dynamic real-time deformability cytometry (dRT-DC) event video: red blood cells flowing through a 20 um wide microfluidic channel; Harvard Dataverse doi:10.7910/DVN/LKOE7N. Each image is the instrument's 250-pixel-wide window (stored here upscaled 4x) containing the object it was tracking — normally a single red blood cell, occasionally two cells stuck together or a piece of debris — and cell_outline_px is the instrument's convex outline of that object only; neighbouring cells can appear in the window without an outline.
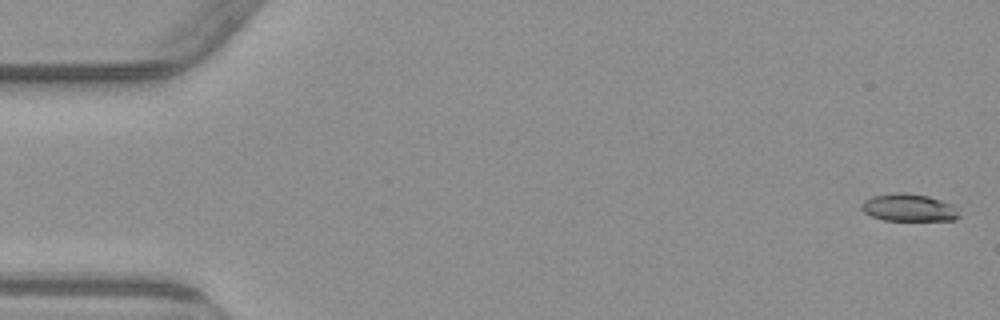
{"species": "common noctule bat (a hibernating species)", "species_latin": "Nyctalus noctula", "temperature_condition": "warm", "stored_images_in_passage": 5, "camera_frame_rate_fps": 3000, "um_per_image_px": 0.085, "animal": {"sex": "male", "body_mass_g": 23.1, "forearm_length_mm": 52.7}, "frame": {"image": 1, "passage_image": 1, "time_ms": 0.0, "image_size_px": [1000, 320], "cell_outline_px": [[960, 216], [956, 220], [884, 220], [872, 216], [864, 212], [860, 208], [860, 204], [864, 200], [872, 196], [900, 192], [928, 196], [940, 200], [956, 208]], "centroid_in_image_um": [77.21, 17.65], "position_along_channel_um": 7.8, "area_um2": 15.43}}
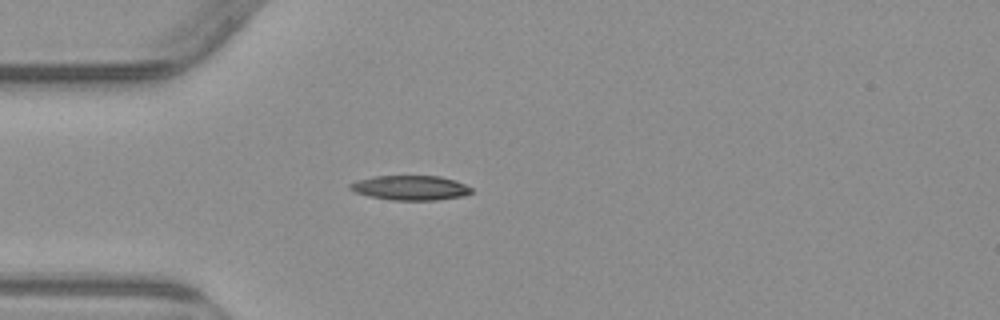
{"frame": {"image": 2, "passage_image": 5, "time_ms": 4.667, "image_size_px": [1000, 320], "cell_outline_px": [[472, 192], [464, 196], [436, 200], [392, 200], [368, 196], [356, 192], [348, 188], [348, 184], [356, 180], [376, 176], [440, 176], [456, 180], [472, 188]], "centroid_in_image_um": [34.88, 15.96], "position_along_channel_um": 50.1, "area_um2": 17.51}}